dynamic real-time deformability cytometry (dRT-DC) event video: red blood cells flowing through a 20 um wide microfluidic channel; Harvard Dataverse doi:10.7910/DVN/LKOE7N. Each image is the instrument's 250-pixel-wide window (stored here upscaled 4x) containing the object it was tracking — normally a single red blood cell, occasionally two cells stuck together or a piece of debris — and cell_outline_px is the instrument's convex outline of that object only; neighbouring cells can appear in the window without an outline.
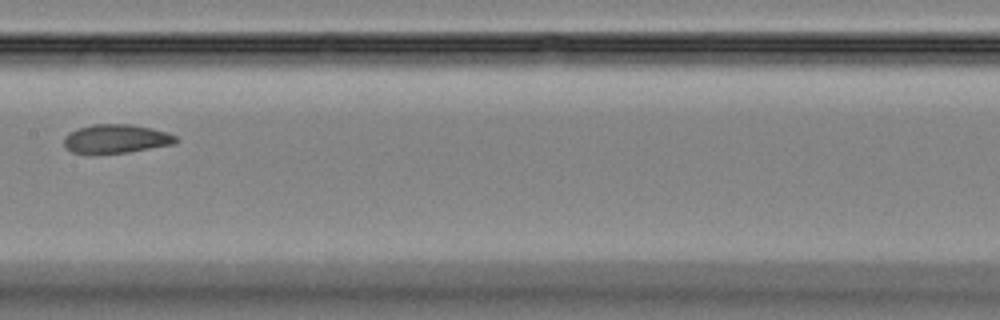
{"species": "Egyptian fruit bat (a non-hibernating species)", "species_latin": "Rousettus aegyptiacus", "temperature_condition": "room temperature", "stored_images_in_passage": 8, "camera_frame_rate_fps": 3000, "um_per_image_px": 0.085, "animal": {"sex": "female"}, "frame": {"image": 1, "passage_image": 7, "time_ms": 8.0, "image_size_px": [1000, 320], "cell_outline_px": [[180, 140], [176, 144], [128, 152], [92, 156], [88, 156], [72, 152], [64, 148], [64, 136], [68, 132], [92, 124], [128, 124], [168, 132], [176, 136]], "centroid_in_image_um": [9.82, 11.84], "position_along_channel_um": 197.6, "area_um2": 19.42}}
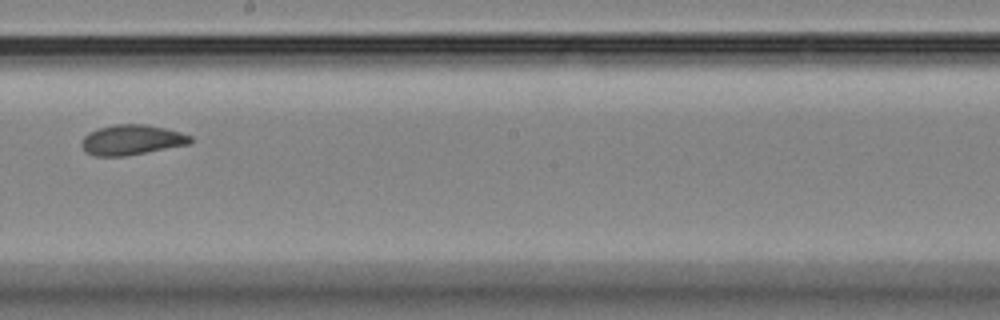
{"frame": {"image": 2, "passage_image": 8, "time_ms": 9.0, "image_size_px": [1000, 320], "cell_outline_px": [[192, 144], [124, 156], [92, 156], [84, 152], [80, 144], [84, 136], [88, 132], [96, 128], [116, 124], [144, 124], [164, 128], [180, 132], [192, 136]], "centroid_in_image_um": [11.16, 11.89], "position_along_channel_um": 237.0, "area_um2": 19.36}}